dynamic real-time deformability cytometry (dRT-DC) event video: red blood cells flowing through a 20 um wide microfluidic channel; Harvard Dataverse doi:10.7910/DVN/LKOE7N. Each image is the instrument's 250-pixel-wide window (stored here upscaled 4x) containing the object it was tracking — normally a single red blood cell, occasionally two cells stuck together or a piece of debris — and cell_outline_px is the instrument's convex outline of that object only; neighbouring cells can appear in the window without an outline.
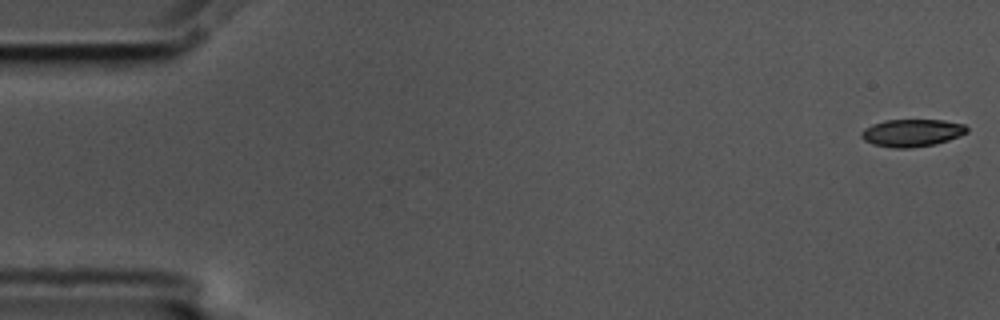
{"species": "common noctule bat (a hibernating species)", "species_latin": "Nyctalus noctula", "temperature_condition": "cold", "stored_images_in_passage": 56, "camera_frame_rate_fps": 3000, "um_per_image_px": 0.085, "animal": {"sex": "male", "body_mass_g": 17.5, "forearm_length_mm": 52.3}, "frame": {"image": 1, "passage_image": 1, "time_ms": 0.0, "image_size_px": [1000, 320], "cell_outline_px": [[968, 132], [948, 140], [936, 144], [912, 148], [892, 148], [872, 144], [864, 140], [860, 136], [860, 132], [864, 128], [872, 124], [884, 120], [944, 120], [964, 124], [968, 128]], "centroid_in_image_um": [77.49, 11.29], "position_along_channel_um": 7.5, "area_um2": 17.05}}
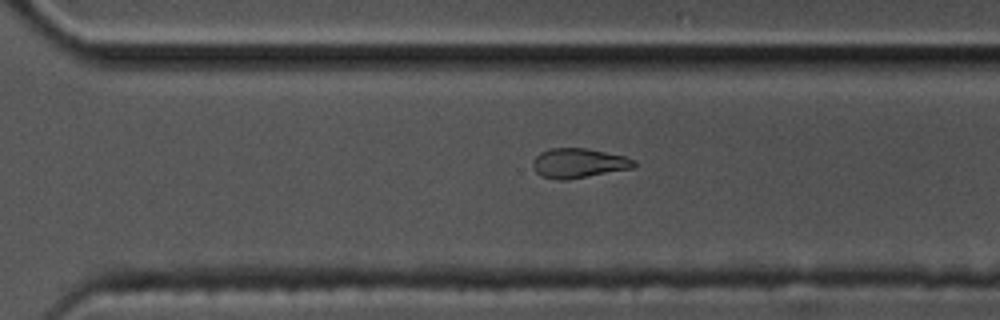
{"frame": {"image": 2, "passage_image": 39, "time_ms": 12.667, "image_size_px": [1000, 320], "cell_outline_px": [[636, 164], [632, 168], [568, 180], [556, 180], [540, 176], [536, 172], [532, 164], [536, 156], [540, 152], [552, 148], [584, 148], [624, 156], [636, 160]], "centroid_in_image_um": [49.16, 13.88], "position_along_channel_um": 321.4, "area_um2": 17.4}}
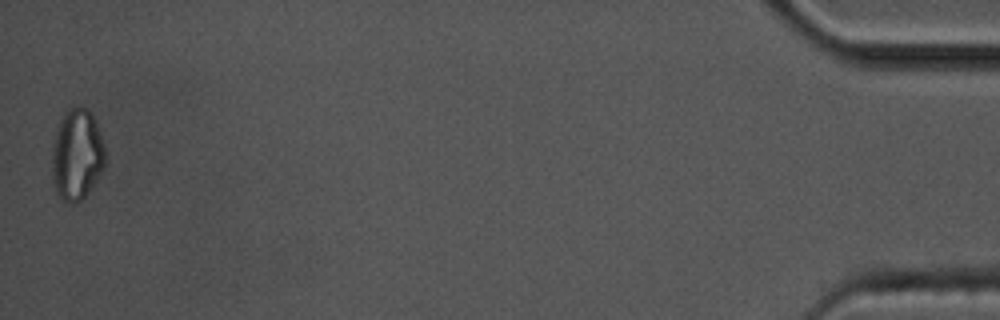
{"frame": {"image": 3, "passage_image": 56, "time_ms": 18.333, "image_size_px": [1000, 320], "cell_outline_px": [[104, 168], [88, 192], [80, 200], [72, 204], [68, 204], [56, 192], [52, 184], [52, 144], [60, 116], [64, 112], [72, 108], [84, 108], [92, 112], [104, 144]], "centroid_in_image_um": [6.5, 13.15], "position_along_channel_um": 428.7, "area_um2": 28.32}, "authors_computed_cell_mechanics": {"area_um2": 17.9758, "velocity_mm_per_s": 3.5601, "shape_relaxation_time_tau1_ms": 8.7841, "shape_relaxation_time_tau2_ms": 10.381, "deformation_change_tau1": 0.1851, "deformation_change_tau2": 0.2025}}